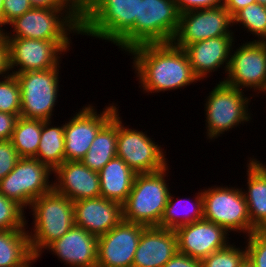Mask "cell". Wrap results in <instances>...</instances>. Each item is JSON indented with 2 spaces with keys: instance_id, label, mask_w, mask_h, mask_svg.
<instances>
[{
  "instance_id": "6da1fadb",
  "label": "cell",
  "mask_w": 266,
  "mask_h": 267,
  "mask_svg": "<svg viewBox=\"0 0 266 267\" xmlns=\"http://www.w3.org/2000/svg\"><path fill=\"white\" fill-rule=\"evenodd\" d=\"M132 69L140 90L147 95L174 91L200 82L185 51L173 42L142 44L131 48ZM181 88V89H180Z\"/></svg>"
},
{
  "instance_id": "7a4b0ae2",
  "label": "cell",
  "mask_w": 266,
  "mask_h": 267,
  "mask_svg": "<svg viewBox=\"0 0 266 267\" xmlns=\"http://www.w3.org/2000/svg\"><path fill=\"white\" fill-rule=\"evenodd\" d=\"M82 8H31L16 18L6 38L56 41L66 52L72 46L70 34L81 35Z\"/></svg>"
},
{
  "instance_id": "3957f363",
  "label": "cell",
  "mask_w": 266,
  "mask_h": 267,
  "mask_svg": "<svg viewBox=\"0 0 266 267\" xmlns=\"http://www.w3.org/2000/svg\"><path fill=\"white\" fill-rule=\"evenodd\" d=\"M138 17L139 0H82L81 35L116 45Z\"/></svg>"
},
{
  "instance_id": "277c9868",
  "label": "cell",
  "mask_w": 266,
  "mask_h": 267,
  "mask_svg": "<svg viewBox=\"0 0 266 267\" xmlns=\"http://www.w3.org/2000/svg\"><path fill=\"white\" fill-rule=\"evenodd\" d=\"M169 170L170 166H167L156 172L136 174L128 198L122 205L124 221L160 227L171 192L167 183Z\"/></svg>"
},
{
  "instance_id": "5b68a950",
  "label": "cell",
  "mask_w": 266,
  "mask_h": 267,
  "mask_svg": "<svg viewBox=\"0 0 266 267\" xmlns=\"http://www.w3.org/2000/svg\"><path fill=\"white\" fill-rule=\"evenodd\" d=\"M31 231L27 230L32 255H40L74 225L73 202L54 190L35 199L30 207Z\"/></svg>"
},
{
  "instance_id": "8992f818",
  "label": "cell",
  "mask_w": 266,
  "mask_h": 267,
  "mask_svg": "<svg viewBox=\"0 0 266 267\" xmlns=\"http://www.w3.org/2000/svg\"><path fill=\"white\" fill-rule=\"evenodd\" d=\"M179 19L175 0H139L134 27L115 46L126 53L142 44L172 42Z\"/></svg>"
},
{
  "instance_id": "52a82bcc",
  "label": "cell",
  "mask_w": 266,
  "mask_h": 267,
  "mask_svg": "<svg viewBox=\"0 0 266 267\" xmlns=\"http://www.w3.org/2000/svg\"><path fill=\"white\" fill-rule=\"evenodd\" d=\"M205 97L206 138L215 141L235 127L250 123L253 116L250 111L252 94L219 81ZM250 97V98H249Z\"/></svg>"
},
{
  "instance_id": "ba28073f",
  "label": "cell",
  "mask_w": 266,
  "mask_h": 267,
  "mask_svg": "<svg viewBox=\"0 0 266 267\" xmlns=\"http://www.w3.org/2000/svg\"><path fill=\"white\" fill-rule=\"evenodd\" d=\"M203 219L223 227L228 233L249 236L256 229L251 225L248 205L239 187L208 186L202 189Z\"/></svg>"
},
{
  "instance_id": "9c48e42d",
  "label": "cell",
  "mask_w": 266,
  "mask_h": 267,
  "mask_svg": "<svg viewBox=\"0 0 266 267\" xmlns=\"http://www.w3.org/2000/svg\"><path fill=\"white\" fill-rule=\"evenodd\" d=\"M60 69L26 71L15 75L20 86V117L42 121L53 119L60 96Z\"/></svg>"
},
{
  "instance_id": "30bf717a",
  "label": "cell",
  "mask_w": 266,
  "mask_h": 267,
  "mask_svg": "<svg viewBox=\"0 0 266 267\" xmlns=\"http://www.w3.org/2000/svg\"><path fill=\"white\" fill-rule=\"evenodd\" d=\"M251 40L237 44V48L233 44L226 76L220 81L245 92H257L253 98L259 93L266 98V42Z\"/></svg>"
},
{
  "instance_id": "8fae6325",
  "label": "cell",
  "mask_w": 266,
  "mask_h": 267,
  "mask_svg": "<svg viewBox=\"0 0 266 267\" xmlns=\"http://www.w3.org/2000/svg\"><path fill=\"white\" fill-rule=\"evenodd\" d=\"M117 111V157L122 158L136 173H152L166 168L169 160L166 151L147 131L129 128Z\"/></svg>"
},
{
  "instance_id": "7c38bea8",
  "label": "cell",
  "mask_w": 266,
  "mask_h": 267,
  "mask_svg": "<svg viewBox=\"0 0 266 267\" xmlns=\"http://www.w3.org/2000/svg\"><path fill=\"white\" fill-rule=\"evenodd\" d=\"M52 175L53 171L38 159L20 158L0 180V193L27 209L35 199L53 190Z\"/></svg>"
},
{
  "instance_id": "4fadbf2b",
  "label": "cell",
  "mask_w": 266,
  "mask_h": 267,
  "mask_svg": "<svg viewBox=\"0 0 266 267\" xmlns=\"http://www.w3.org/2000/svg\"><path fill=\"white\" fill-rule=\"evenodd\" d=\"M95 107L97 106L93 104L85 105L65 121V161H81L99 130L119 110L115 102L108 104L100 112Z\"/></svg>"
},
{
  "instance_id": "5bb4252c",
  "label": "cell",
  "mask_w": 266,
  "mask_h": 267,
  "mask_svg": "<svg viewBox=\"0 0 266 267\" xmlns=\"http://www.w3.org/2000/svg\"><path fill=\"white\" fill-rule=\"evenodd\" d=\"M232 15L224 5L180 14L179 27L172 42L182 49L198 41L234 36Z\"/></svg>"
},
{
  "instance_id": "9a60e30c",
  "label": "cell",
  "mask_w": 266,
  "mask_h": 267,
  "mask_svg": "<svg viewBox=\"0 0 266 267\" xmlns=\"http://www.w3.org/2000/svg\"><path fill=\"white\" fill-rule=\"evenodd\" d=\"M6 39L9 46L10 70L13 75L26 71L61 68V58L67 53L56 41L32 38Z\"/></svg>"
},
{
  "instance_id": "2e32d148",
  "label": "cell",
  "mask_w": 266,
  "mask_h": 267,
  "mask_svg": "<svg viewBox=\"0 0 266 267\" xmlns=\"http://www.w3.org/2000/svg\"><path fill=\"white\" fill-rule=\"evenodd\" d=\"M145 225L122 220L98 237L97 267H132L134 254Z\"/></svg>"
},
{
  "instance_id": "e0dca14e",
  "label": "cell",
  "mask_w": 266,
  "mask_h": 267,
  "mask_svg": "<svg viewBox=\"0 0 266 267\" xmlns=\"http://www.w3.org/2000/svg\"><path fill=\"white\" fill-rule=\"evenodd\" d=\"M175 233L178 252L200 260L231 242L223 227L205 219L179 226Z\"/></svg>"
},
{
  "instance_id": "ac0fdd59",
  "label": "cell",
  "mask_w": 266,
  "mask_h": 267,
  "mask_svg": "<svg viewBox=\"0 0 266 267\" xmlns=\"http://www.w3.org/2000/svg\"><path fill=\"white\" fill-rule=\"evenodd\" d=\"M97 242L98 237L74 224L61 238L49 244L39 256L46 250L65 266L97 267Z\"/></svg>"
},
{
  "instance_id": "d6986e66",
  "label": "cell",
  "mask_w": 266,
  "mask_h": 267,
  "mask_svg": "<svg viewBox=\"0 0 266 267\" xmlns=\"http://www.w3.org/2000/svg\"><path fill=\"white\" fill-rule=\"evenodd\" d=\"M53 174V190L72 202L101 197L98 172L91 170L81 161H65Z\"/></svg>"
},
{
  "instance_id": "ffe728a7",
  "label": "cell",
  "mask_w": 266,
  "mask_h": 267,
  "mask_svg": "<svg viewBox=\"0 0 266 267\" xmlns=\"http://www.w3.org/2000/svg\"><path fill=\"white\" fill-rule=\"evenodd\" d=\"M235 36H219L188 45L183 50L195 75L202 82L222 68L227 73ZM209 75V76H208Z\"/></svg>"
},
{
  "instance_id": "44dd1931",
  "label": "cell",
  "mask_w": 266,
  "mask_h": 267,
  "mask_svg": "<svg viewBox=\"0 0 266 267\" xmlns=\"http://www.w3.org/2000/svg\"><path fill=\"white\" fill-rule=\"evenodd\" d=\"M74 224L99 237L123 220L122 205L104 197L73 202Z\"/></svg>"
},
{
  "instance_id": "7402d4cb",
  "label": "cell",
  "mask_w": 266,
  "mask_h": 267,
  "mask_svg": "<svg viewBox=\"0 0 266 267\" xmlns=\"http://www.w3.org/2000/svg\"><path fill=\"white\" fill-rule=\"evenodd\" d=\"M178 252L175 230L145 227L140 236L132 267H163Z\"/></svg>"
},
{
  "instance_id": "603a6c76",
  "label": "cell",
  "mask_w": 266,
  "mask_h": 267,
  "mask_svg": "<svg viewBox=\"0 0 266 267\" xmlns=\"http://www.w3.org/2000/svg\"><path fill=\"white\" fill-rule=\"evenodd\" d=\"M247 188H241L248 205L251 225L266 230V165L254 156H248L246 165Z\"/></svg>"
},
{
  "instance_id": "cb8c5ba5",
  "label": "cell",
  "mask_w": 266,
  "mask_h": 267,
  "mask_svg": "<svg viewBox=\"0 0 266 267\" xmlns=\"http://www.w3.org/2000/svg\"><path fill=\"white\" fill-rule=\"evenodd\" d=\"M100 195L123 205L132 189L136 173L119 157L111 159L99 172Z\"/></svg>"
},
{
  "instance_id": "d4e9b609",
  "label": "cell",
  "mask_w": 266,
  "mask_h": 267,
  "mask_svg": "<svg viewBox=\"0 0 266 267\" xmlns=\"http://www.w3.org/2000/svg\"><path fill=\"white\" fill-rule=\"evenodd\" d=\"M170 192L167 205L161 218L160 227L175 230L177 227L194 223L203 219L202 189L195 193V197L175 198ZM179 198V199H178ZM193 201V202H192ZM184 203V204H183Z\"/></svg>"
},
{
  "instance_id": "484cf974",
  "label": "cell",
  "mask_w": 266,
  "mask_h": 267,
  "mask_svg": "<svg viewBox=\"0 0 266 267\" xmlns=\"http://www.w3.org/2000/svg\"><path fill=\"white\" fill-rule=\"evenodd\" d=\"M117 112L99 130L81 162L93 171L99 172L111 159L117 156Z\"/></svg>"
},
{
  "instance_id": "4316f807",
  "label": "cell",
  "mask_w": 266,
  "mask_h": 267,
  "mask_svg": "<svg viewBox=\"0 0 266 267\" xmlns=\"http://www.w3.org/2000/svg\"><path fill=\"white\" fill-rule=\"evenodd\" d=\"M52 121H42L40 142L35 159L54 171L65 162V139L64 123L55 126Z\"/></svg>"
},
{
  "instance_id": "83f0119b",
  "label": "cell",
  "mask_w": 266,
  "mask_h": 267,
  "mask_svg": "<svg viewBox=\"0 0 266 267\" xmlns=\"http://www.w3.org/2000/svg\"><path fill=\"white\" fill-rule=\"evenodd\" d=\"M31 256L27 230H0V267H19Z\"/></svg>"
},
{
  "instance_id": "f1b7e54d",
  "label": "cell",
  "mask_w": 266,
  "mask_h": 267,
  "mask_svg": "<svg viewBox=\"0 0 266 267\" xmlns=\"http://www.w3.org/2000/svg\"><path fill=\"white\" fill-rule=\"evenodd\" d=\"M42 131V120L18 117L11 142L20 158H35Z\"/></svg>"
},
{
  "instance_id": "f546056e",
  "label": "cell",
  "mask_w": 266,
  "mask_h": 267,
  "mask_svg": "<svg viewBox=\"0 0 266 267\" xmlns=\"http://www.w3.org/2000/svg\"><path fill=\"white\" fill-rule=\"evenodd\" d=\"M233 27L241 25L247 33L255 35L254 41L266 42V6L259 3L250 4L239 10L233 17Z\"/></svg>"
},
{
  "instance_id": "4dcf8cb0",
  "label": "cell",
  "mask_w": 266,
  "mask_h": 267,
  "mask_svg": "<svg viewBox=\"0 0 266 267\" xmlns=\"http://www.w3.org/2000/svg\"><path fill=\"white\" fill-rule=\"evenodd\" d=\"M25 213V209L17 202L0 193V230L30 229Z\"/></svg>"
},
{
  "instance_id": "1f68e13d",
  "label": "cell",
  "mask_w": 266,
  "mask_h": 267,
  "mask_svg": "<svg viewBox=\"0 0 266 267\" xmlns=\"http://www.w3.org/2000/svg\"><path fill=\"white\" fill-rule=\"evenodd\" d=\"M235 244L230 242L225 248L202 259L201 267H239L246 258V245L237 247Z\"/></svg>"
},
{
  "instance_id": "d6a6232c",
  "label": "cell",
  "mask_w": 266,
  "mask_h": 267,
  "mask_svg": "<svg viewBox=\"0 0 266 267\" xmlns=\"http://www.w3.org/2000/svg\"><path fill=\"white\" fill-rule=\"evenodd\" d=\"M0 112L20 117V86L13 74L0 79Z\"/></svg>"
},
{
  "instance_id": "836d02e7",
  "label": "cell",
  "mask_w": 266,
  "mask_h": 267,
  "mask_svg": "<svg viewBox=\"0 0 266 267\" xmlns=\"http://www.w3.org/2000/svg\"><path fill=\"white\" fill-rule=\"evenodd\" d=\"M246 241V257L254 267H266V230H255Z\"/></svg>"
},
{
  "instance_id": "e575fe53",
  "label": "cell",
  "mask_w": 266,
  "mask_h": 267,
  "mask_svg": "<svg viewBox=\"0 0 266 267\" xmlns=\"http://www.w3.org/2000/svg\"><path fill=\"white\" fill-rule=\"evenodd\" d=\"M20 159L11 140H0V180H2Z\"/></svg>"
},
{
  "instance_id": "d590c367",
  "label": "cell",
  "mask_w": 266,
  "mask_h": 267,
  "mask_svg": "<svg viewBox=\"0 0 266 267\" xmlns=\"http://www.w3.org/2000/svg\"><path fill=\"white\" fill-rule=\"evenodd\" d=\"M31 8L29 0H4L3 15L5 24L8 26Z\"/></svg>"
},
{
  "instance_id": "8d00e7d4",
  "label": "cell",
  "mask_w": 266,
  "mask_h": 267,
  "mask_svg": "<svg viewBox=\"0 0 266 267\" xmlns=\"http://www.w3.org/2000/svg\"><path fill=\"white\" fill-rule=\"evenodd\" d=\"M175 3L180 14L224 5L222 0H175Z\"/></svg>"
},
{
  "instance_id": "74e56055",
  "label": "cell",
  "mask_w": 266,
  "mask_h": 267,
  "mask_svg": "<svg viewBox=\"0 0 266 267\" xmlns=\"http://www.w3.org/2000/svg\"><path fill=\"white\" fill-rule=\"evenodd\" d=\"M32 8H82V0H29Z\"/></svg>"
},
{
  "instance_id": "f35d334b",
  "label": "cell",
  "mask_w": 266,
  "mask_h": 267,
  "mask_svg": "<svg viewBox=\"0 0 266 267\" xmlns=\"http://www.w3.org/2000/svg\"><path fill=\"white\" fill-rule=\"evenodd\" d=\"M18 117L0 112V140H11Z\"/></svg>"
},
{
  "instance_id": "ab89813d",
  "label": "cell",
  "mask_w": 266,
  "mask_h": 267,
  "mask_svg": "<svg viewBox=\"0 0 266 267\" xmlns=\"http://www.w3.org/2000/svg\"><path fill=\"white\" fill-rule=\"evenodd\" d=\"M163 267H201V260L177 252Z\"/></svg>"
},
{
  "instance_id": "60d3db41",
  "label": "cell",
  "mask_w": 266,
  "mask_h": 267,
  "mask_svg": "<svg viewBox=\"0 0 266 267\" xmlns=\"http://www.w3.org/2000/svg\"><path fill=\"white\" fill-rule=\"evenodd\" d=\"M9 64V46L6 37L0 40V79L11 75Z\"/></svg>"
},
{
  "instance_id": "b9f144b4",
  "label": "cell",
  "mask_w": 266,
  "mask_h": 267,
  "mask_svg": "<svg viewBox=\"0 0 266 267\" xmlns=\"http://www.w3.org/2000/svg\"><path fill=\"white\" fill-rule=\"evenodd\" d=\"M257 3L256 0H227L224 3V7L229 11L232 17L241 9L247 7L250 4Z\"/></svg>"
},
{
  "instance_id": "7bdbcfd3",
  "label": "cell",
  "mask_w": 266,
  "mask_h": 267,
  "mask_svg": "<svg viewBox=\"0 0 266 267\" xmlns=\"http://www.w3.org/2000/svg\"><path fill=\"white\" fill-rule=\"evenodd\" d=\"M38 258H40L41 260V257L39 255H32L26 262H24L19 267H32V265L37 262Z\"/></svg>"
},
{
  "instance_id": "ee69618b",
  "label": "cell",
  "mask_w": 266,
  "mask_h": 267,
  "mask_svg": "<svg viewBox=\"0 0 266 267\" xmlns=\"http://www.w3.org/2000/svg\"><path fill=\"white\" fill-rule=\"evenodd\" d=\"M3 4H4V0H0V28L6 32L7 30H5V21H4V15H3ZM4 26V28H3Z\"/></svg>"
},
{
  "instance_id": "f6af8a7d",
  "label": "cell",
  "mask_w": 266,
  "mask_h": 267,
  "mask_svg": "<svg viewBox=\"0 0 266 267\" xmlns=\"http://www.w3.org/2000/svg\"><path fill=\"white\" fill-rule=\"evenodd\" d=\"M239 267H254V265L246 257Z\"/></svg>"
},
{
  "instance_id": "bcb514c9",
  "label": "cell",
  "mask_w": 266,
  "mask_h": 267,
  "mask_svg": "<svg viewBox=\"0 0 266 267\" xmlns=\"http://www.w3.org/2000/svg\"><path fill=\"white\" fill-rule=\"evenodd\" d=\"M256 2L261 4L262 6H266V0H256Z\"/></svg>"
},
{
  "instance_id": "7dc6e473",
  "label": "cell",
  "mask_w": 266,
  "mask_h": 267,
  "mask_svg": "<svg viewBox=\"0 0 266 267\" xmlns=\"http://www.w3.org/2000/svg\"><path fill=\"white\" fill-rule=\"evenodd\" d=\"M5 36V32L0 28V40Z\"/></svg>"
}]
</instances>
